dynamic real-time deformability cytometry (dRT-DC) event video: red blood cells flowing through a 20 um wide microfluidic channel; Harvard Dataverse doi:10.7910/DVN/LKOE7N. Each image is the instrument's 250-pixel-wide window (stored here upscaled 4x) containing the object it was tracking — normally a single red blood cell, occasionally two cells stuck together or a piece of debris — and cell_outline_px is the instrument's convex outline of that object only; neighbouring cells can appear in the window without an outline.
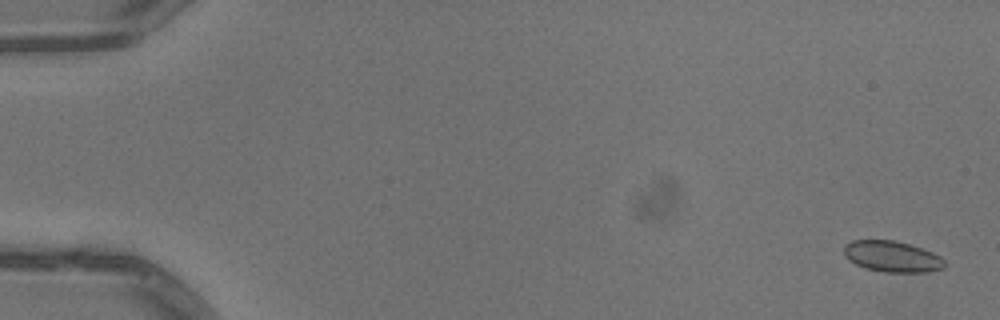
{"species": "common noctule bat (a hibernating species)", "species_latin": "Nyctalus noctula", "temperature_condition": "warm", "stored_images_in_passage": 6, "camera_frame_rate_fps": 3000, "um_per_image_px": 0.085, "animal": {"sex": "male", "body_mass_g": 13.3}, "frame": {"image": 1, "passage_image": 2, "time_ms": 0.333, "image_size_px": [1000, 320], "cell_outline_px": [[944, 268], [928, 272], [884, 272], [864, 268], [848, 260], [844, 256], [844, 244], [852, 240], [892, 240], [908, 244], [932, 252], [940, 256], [944, 260]], "centroid_in_image_um": [75.79, 21.81], "position_along_channel_um": 9.2, "area_um2": 18.21}}